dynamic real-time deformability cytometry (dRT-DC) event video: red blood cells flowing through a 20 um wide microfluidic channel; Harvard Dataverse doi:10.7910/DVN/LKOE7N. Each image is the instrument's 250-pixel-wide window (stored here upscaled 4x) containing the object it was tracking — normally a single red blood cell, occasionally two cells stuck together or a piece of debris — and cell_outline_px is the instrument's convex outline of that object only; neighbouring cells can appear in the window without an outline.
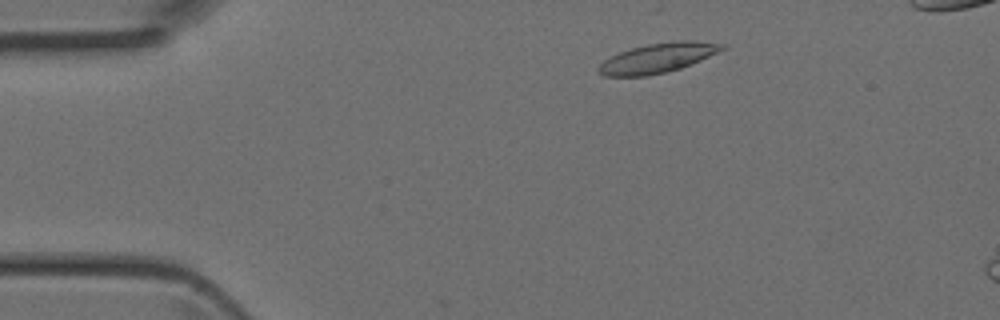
{"species": "Egyptian fruit bat (a non-hibernating species)", "species_latin": "Rousettus aegyptiacus", "temperature_condition": "room temperature", "stored_images_in_passage": 3, "camera_frame_rate_fps": 3000, "um_per_image_px": 0.085, "animal": {"sex": "female"}, "frame": {"image": 1, "passage_image": 1, "time_ms": 0.0, "image_size_px": [1000, 320], "cell_outline_px": [[724, 48], [700, 60], [680, 68], [648, 76], [604, 76], [596, 68], [604, 60], [620, 52], [632, 48], [648, 44], [672, 40], [692, 40], [724, 44]], "centroid_in_image_um": [55.87, 4.92], "position_along_channel_um": 29.1, "area_um2": 20.98}}